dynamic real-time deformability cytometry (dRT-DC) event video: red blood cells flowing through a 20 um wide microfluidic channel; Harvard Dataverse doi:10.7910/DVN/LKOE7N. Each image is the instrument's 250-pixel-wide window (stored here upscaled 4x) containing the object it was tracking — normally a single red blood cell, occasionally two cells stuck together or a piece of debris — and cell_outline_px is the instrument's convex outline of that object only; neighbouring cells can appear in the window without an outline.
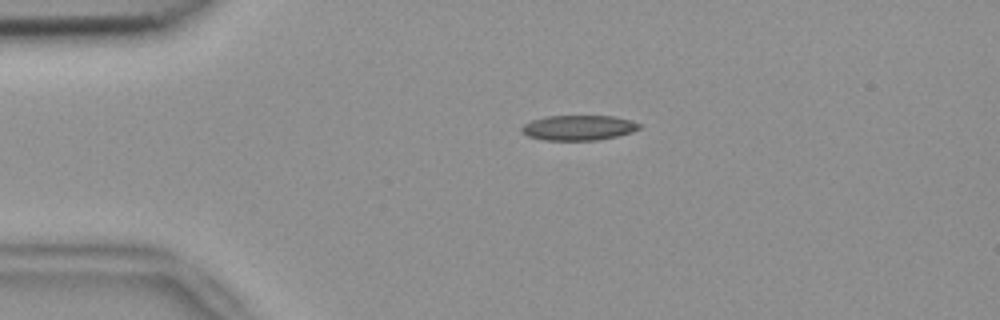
{"species": "common noctule bat (a hibernating species)", "species_latin": "Nyctalus noctula", "temperature_condition": "room temperature", "stored_images_in_passage": 48, "camera_frame_rate_fps": 3000, "um_per_image_px": 0.085, "animal": {"sex": "female", "body_mass_g": 18.4}, "frame": {"image": 1, "passage_image": 6, "time_ms": 1.667, "image_size_px": [1000, 320], "cell_outline_px": [[640, 128], [632, 132], [616, 136], [596, 140], [544, 140], [528, 136], [520, 132], [520, 128], [524, 124], [532, 120], [544, 116], [612, 116], [632, 120], [640, 124]], "centroid_in_image_um": [49.14, 10.85], "position_along_channel_um": 35.9, "area_um2": 17.22}}
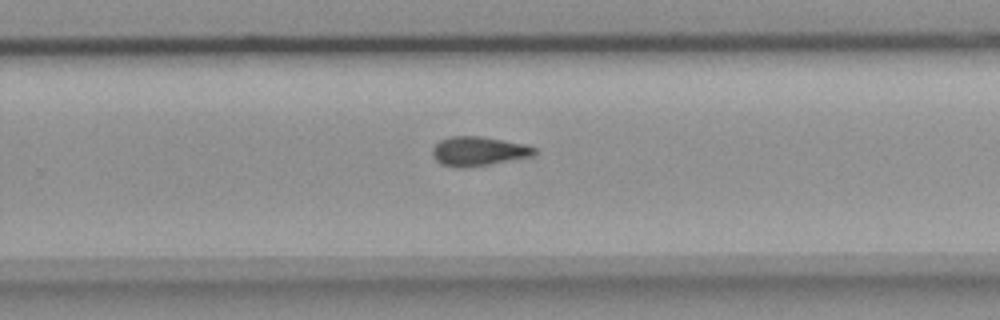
{"frame": {"image": 2, "passage_image": 29, "time_ms": 9.333, "image_size_px": [1000, 320], "cell_outline_px": [[540, 152], [532, 156], [488, 164], [464, 168], [452, 168], [440, 164], [432, 156], [432, 148], [440, 140], [452, 136], [480, 136], [528, 144], [536, 148]], "centroid_in_image_um": [40.68, 12.85], "position_along_channel_um": 289.1, "area_um2": 17.63}}
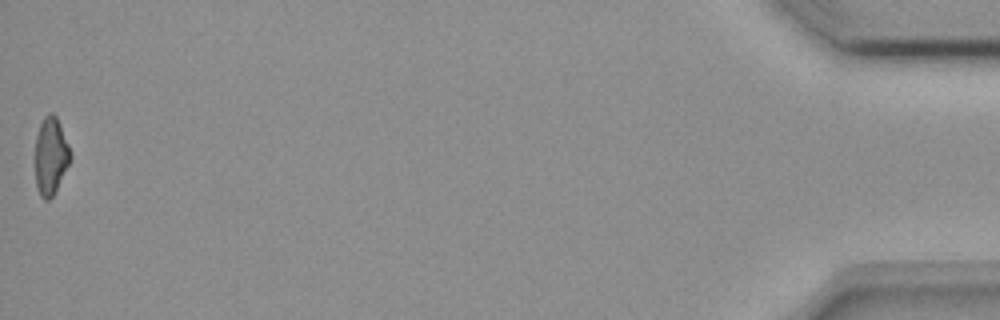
{"frame": {"image": 3, "passage_image": 48, "time_ms": 15.667, "image_size_px": [1000, 320], "cell_outline_px": [[72, 160], [52, 196], [48, 200], [44, 200], [40, 196], [36, 188], [36, 136], [40, 124], [44, 116], [48, 112], [52, 112], [56, 116], [60, 124], [72, 152]], "centroid_in_image_um": [4.33, 13.24], "position_along_channel_um": 430.9, "area_um2": 16.01}, "authors_computed_cell_mechanics": {"area_um2": 17.2533, "velocity_mm_per_s": 3.7815, "shape_relaxation_time_tau1_ms": 10.2235, "shape_relaxation_time_tau2_ms": 6.0802, "deformation_change_tau1": 0.2035, "deformation_change_tau2": 0.1441}}